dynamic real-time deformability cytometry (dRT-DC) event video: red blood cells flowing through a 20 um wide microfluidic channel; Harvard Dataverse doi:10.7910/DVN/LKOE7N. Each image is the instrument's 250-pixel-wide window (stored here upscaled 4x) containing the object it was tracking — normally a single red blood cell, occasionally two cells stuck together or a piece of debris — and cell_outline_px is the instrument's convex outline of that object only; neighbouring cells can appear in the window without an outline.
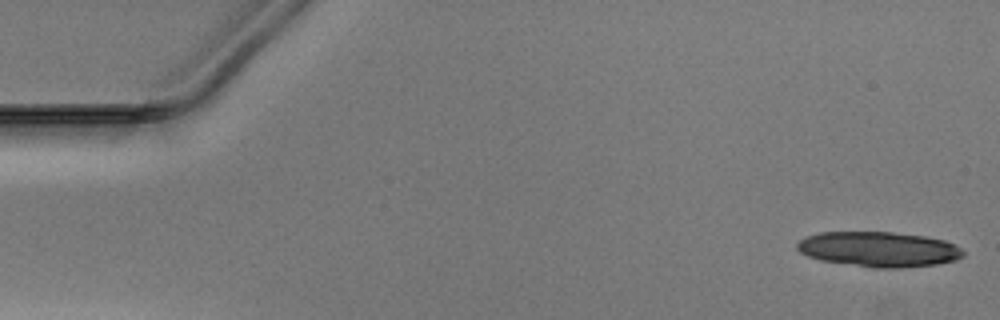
{"species": "Egyptian fruit bat (a non-hibernating species)", "species_latin": "Rousettus aegyptiacus", "temperature_condition": "warm", "stored_images_in_passage": 35, "camera_frame_rate_fps": 3000, "um_per_image_px": 0.085, "animal": {"sex": "male"}, "frame": {"image": 1, "passage_image": 1, "time_ms": 0.0, "image_size_px": [1000, 320], "cell_outline_px": [[964, 256], [956, 260], [936, 264], [900, 268], [872, 268], [820, 260], [808, 256], [800, 252], [796, 248], [796, 244], [804, 236], [820, 232], [892, 232], [924, 236], [944, 240], [956, 244], [964, 252]], "centroid_in_image_um": [74.68, 21.19], "position_along_channel_um": 10.3, "area_um2": 34.22}}
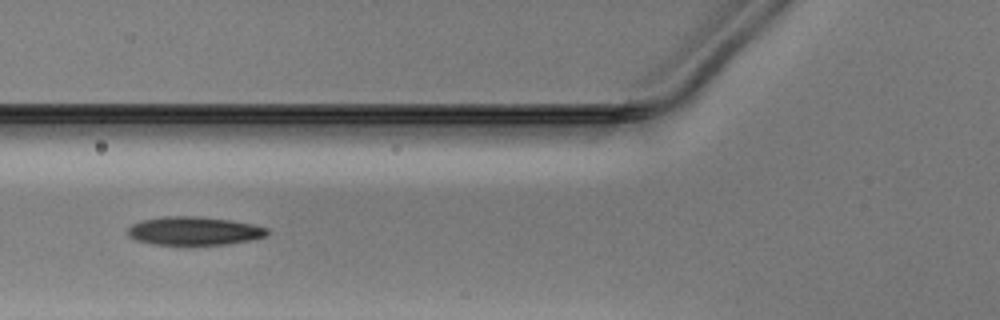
{"frame": {"image": 2, "passage_image": 19, "time_ms": 6.0, "image_size_px": [1000, 320], "cell_outline_px": [[268, 236], [252, 240], [228, 244], [152, 244], [136, 240], [128, 236], [128, 228], [132, 224], [140, 220], [164, 216], [196, 216], [228, 220], [252, 224], [268, 228]], "centroid_in_image_um": [16.49, 19.62], "position_along_channel_um": 109.3, "area_um2": 23.06}}
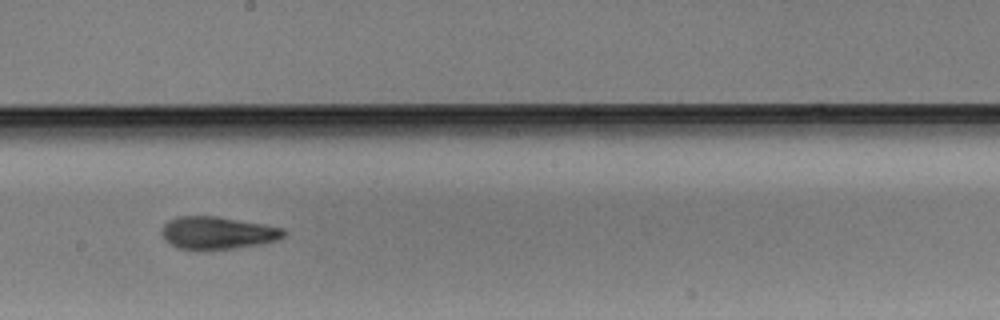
{"frame": {"image": 3, "passage_image": 28, "time_ms": 9.0, "image_size_px": [1000, 320], "cell_outline_px": [[288, 232], [280, 240], [260, 244], [232, 248], [200, 252], [196, 252], [180, 248], [164, 240], [160, 232], [164, 224], [168, 220], [176, 216], [220, 216], [264, 224], [284, 228]], "centroid_in_image_um": [18.48, 19.81], "position_along_channel_um": 229.7, "area_um2": 23.87}}